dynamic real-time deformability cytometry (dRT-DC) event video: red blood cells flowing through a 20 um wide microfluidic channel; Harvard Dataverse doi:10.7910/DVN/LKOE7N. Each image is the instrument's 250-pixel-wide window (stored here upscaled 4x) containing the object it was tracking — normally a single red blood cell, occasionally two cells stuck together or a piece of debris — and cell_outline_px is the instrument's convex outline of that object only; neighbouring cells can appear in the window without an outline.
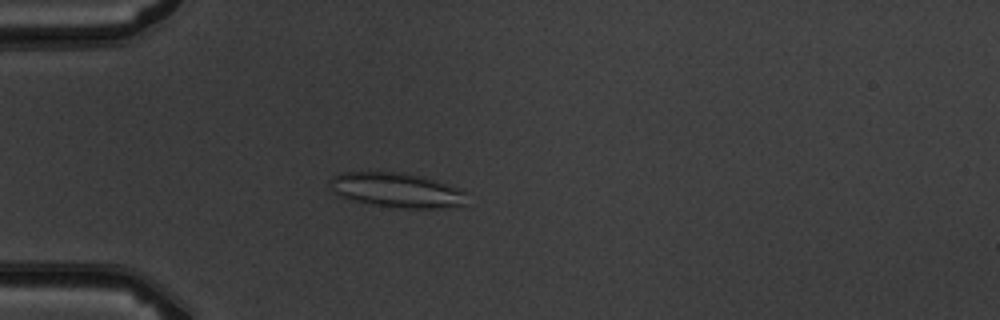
{"species": "common noctule bat (a hibernating species)", "species_latin": "Nyctalus noctula", "temperature_condition": "warm", "stored_images_in_passage": 4, "camera_frame_rate_fps": 3000, "um_per_image_px": 0.085, "animal": {"sex": "male", "body_mass_g": 19.5, "forearm_length_mm": 54.6}, "frame": {"image": 1, "passage_image": 4, "time_ms": 4.333, "image_size_px": [1000, 320], "cell_outline_px": [[468, 192], [464, 204], [444, 208], [400, 208], [372, 204], [352, 200], [340, 196], [332, 188], [332, 176], [340, 172], [404, 172], [424, 176], [464, 188]], "centroid_in_image_um": [33.82, 16.15], "position_along_channel_um": 51.2, "area_um2": 27.92}}